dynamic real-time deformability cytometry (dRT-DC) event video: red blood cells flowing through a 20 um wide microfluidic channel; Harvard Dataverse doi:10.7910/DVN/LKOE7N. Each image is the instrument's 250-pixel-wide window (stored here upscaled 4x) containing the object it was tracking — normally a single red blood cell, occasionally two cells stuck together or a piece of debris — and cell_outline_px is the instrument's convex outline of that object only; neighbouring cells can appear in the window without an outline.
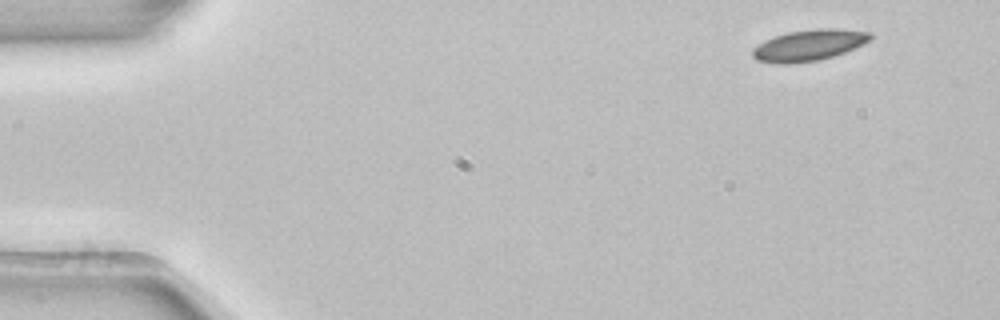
{"species": "common noctule bat (a hibernating species)", "species_latin": "Nyctalus noctula", "temperature_condition": "room temperature", "stored_images_in_passage": 3, "camera_frame_rate_fps": 3000, "um_per_image_px": 0.085, "animal": {"sex": "female", "body_mass_g": 22.7, "forearm_length_mm": 54.2}, "frame": {"image": 1, "passage_image": 1, "time_ms": 0.0, "image_size_px": [1000, 320], "cell_outline_px": [[872, 36], [864, 44], [844, 52], [820, 60], [788, 64], [776, 64], [756, 60], [752, 56], [752, 48], [764, 40], [788, 32], [816, 28], [836, 28], [872, 32]], "centroid_in_image_um": [68.73, 3.84], "position_along_channel_um": 16.3, "area_um2": 21.5}}